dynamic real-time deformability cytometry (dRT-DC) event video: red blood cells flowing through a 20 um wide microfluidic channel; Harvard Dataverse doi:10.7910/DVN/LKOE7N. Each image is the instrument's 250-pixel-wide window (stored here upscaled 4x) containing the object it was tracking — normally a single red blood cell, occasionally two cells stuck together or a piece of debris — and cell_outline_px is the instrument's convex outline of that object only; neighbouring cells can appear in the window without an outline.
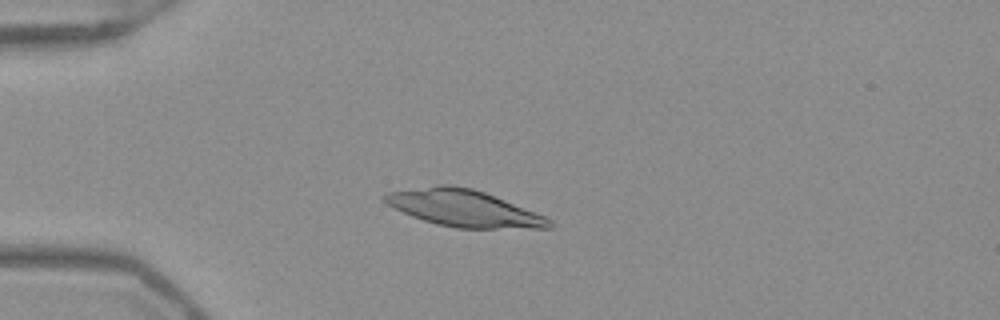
{"species": "Egyptian fruit bat (a non-hibernating species)", "species_latin": "Rousettus aegyptiacus", "temperature_condition": "warm", "stored_images_in_passage": 50, "camera_frame_rate_fps": 3000, "um_per_image_px": 0.085, "frame": {"image": 1, "passage_image": 12, "time_ms": 3.667, "image_size_px": [1000, 320], "cell_outline_px": [[552, 228], [456, 228], [436, 224], [412, 216], [388, 204], [380, 196], [388, 192], [440, 184], [452, 184], [472, 188], [484, 192], [544, 216], [552, 220]], "centroid_in_image_um": [39.4, 17.69], "position_along_channel_um": 45.6, "area_um2": 34.74}}
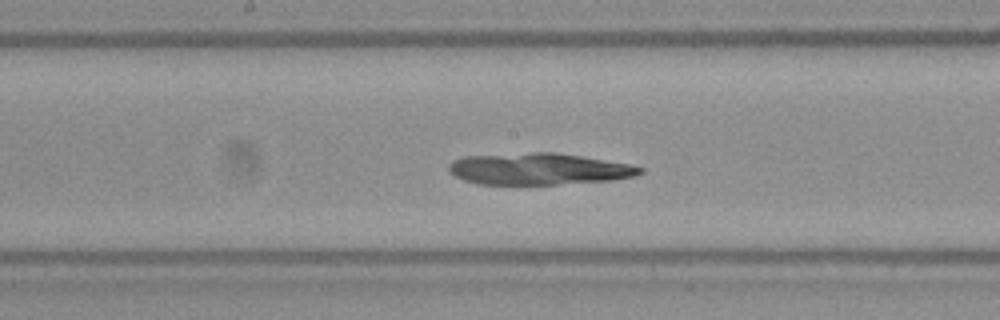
{"frame": {"image": 2, "passage_image": 26, "time_ms": 8.333, "image_size_px": [1000, 320], "cell_outline_px": [[644, 172], [636, 176], [612, 180], [556, 184], [476, 184], [464, 180], [448, 172], [448, 164], [452, 160], [460, 156], [532, 152], [556, 152], [632, 164], [644, 168]], "centroid_in_image_um": [45.78, 14.35], "position_along_channel_um": 202.4, "area_um2": 35.6}}
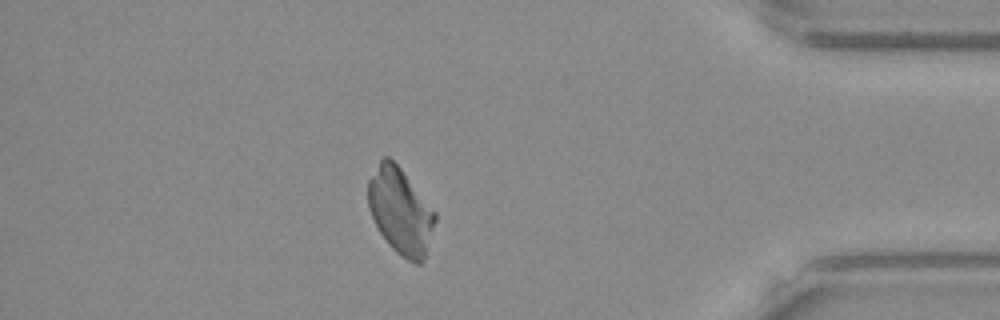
{"frame": {"image": 3, "passage_image": 44, "time_ms": 14.333, "image_size_px": [1000, 320], "cell_outline_px": [[436, 220], [424, 256], [420, 264], [416, 264], [408, 260], [396, 252], [388, 244], [380, 232], [368, 208], [368, 180], [380, 160], [384, 156], [388, 156], [400, 168], [436, 212]], "centroid_in_image_um": [34.02, 17.94], "position_along_channel_um": 401.2, "area_um2": 33.0}}